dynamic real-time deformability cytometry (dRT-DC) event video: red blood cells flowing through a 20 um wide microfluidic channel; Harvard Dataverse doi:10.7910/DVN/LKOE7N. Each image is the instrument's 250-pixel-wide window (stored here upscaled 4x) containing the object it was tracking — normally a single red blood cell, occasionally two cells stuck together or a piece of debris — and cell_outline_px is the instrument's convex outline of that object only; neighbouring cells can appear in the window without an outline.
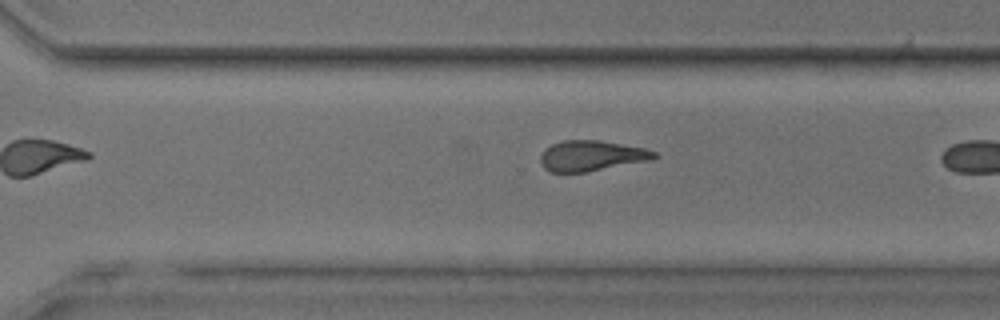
{"species": "common noctule bat (a hibernating species)", "species_latin": "Nyctalus noctula", "temperature_condition": "room temperature", "stored_images_in_passage": 20, "camera_frame_rate_fps": 3000, "um_per_image_px": 0.085, "animal": {"sex": "male", "body_mass_g": 17.9, "forearm_length_mm": 54.2}, "frame": {"image": 1, "passage_image": 16, "time_ms": 5.0, "image_size_px": [1000, 320], "cell_outline_px": [[660, 156], [652, 160], [584, 172], [548, 172], [540, 164], [540, 156], [552, 144], [564, 140], [600, 140], [644, 148], [656, 152]], "centroid_in_image_um": [50.29, 13.24], "position_along_channel_um": 320.3, "area_um2": 20.17}}